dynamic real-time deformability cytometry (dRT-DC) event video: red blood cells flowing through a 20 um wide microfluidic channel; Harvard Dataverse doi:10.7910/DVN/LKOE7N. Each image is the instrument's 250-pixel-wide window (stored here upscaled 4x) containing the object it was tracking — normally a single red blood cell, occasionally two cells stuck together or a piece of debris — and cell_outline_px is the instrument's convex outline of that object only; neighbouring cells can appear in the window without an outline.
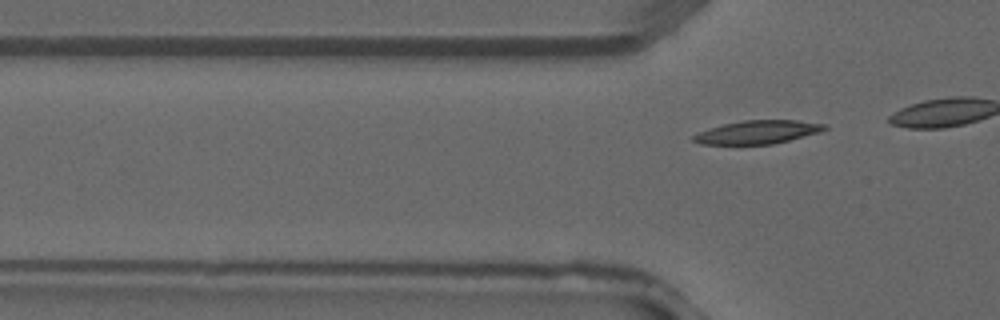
{"species": "common noctule bat (a hibernating species)", "species_latin": "Nyctalus noctula", "temperature_condition": "warm", "stored_images_in_passage": 3, "camera_frame_rate_fps": 3000, "um_per_image_px": 0.085, "animal": {"sex": "male", "forearm_length_mm": 52.5}, "frame": {"image": 1, "passage_image": 3, "time_ms": 0.667, "image_size_px": [1000, 320], "cell_outline_px": [[828, 128], [820, 132], [772, 144], [700, 144], [692, 140], [692, 136], [708, 128], [724, 124], [744, 120], [796, 120], [828, 124]], "centroid_in_image_um": [64.42, 11.22], "position_along_channel_um": 61.4, "area_um2": 17.74}}